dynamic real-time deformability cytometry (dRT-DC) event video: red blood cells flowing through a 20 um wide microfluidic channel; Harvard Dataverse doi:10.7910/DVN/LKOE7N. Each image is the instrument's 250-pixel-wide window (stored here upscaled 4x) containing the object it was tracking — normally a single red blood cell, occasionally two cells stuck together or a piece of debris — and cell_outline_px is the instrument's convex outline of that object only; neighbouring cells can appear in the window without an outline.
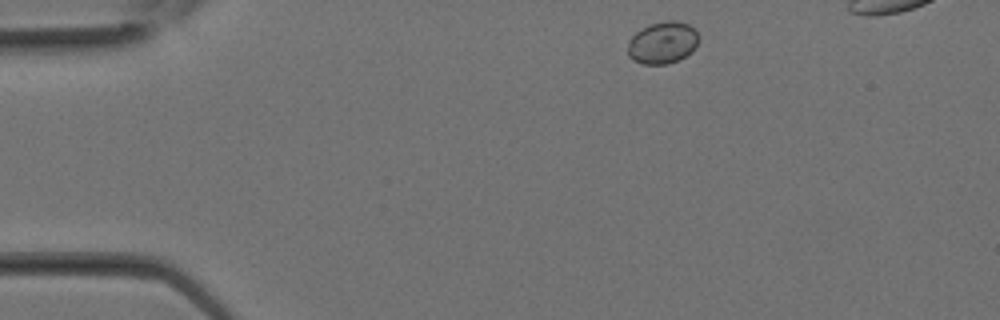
{"species": "Egyptian fruit bat (a non-hibernating species)", "species_latin": "Rousettus aegyptiacus", "temperature_condition": "room temperature", "stored_images_in_passage": 9, "camera_frame_rate_fps": 3000, "um_per_image_px": 0.085, "animal": {"sex": "female"}, "frame": {"image": 1, "passage_image": 1, "time_ms": 0.0, "image_size_px": [1000, 320], "cell_outline_px": [[700, 40], [692, 52], [668, 64], [644, 64], [632, 60], [628, 56], [628, 40], [640, 28], [648, 24], [664, 20], [676, 20], [688, 24], [700, 36]], "centroid_in_image_um": [56.31, 3.61], "position_along_channel_um": 28.7, "area_um2": 17.63}}
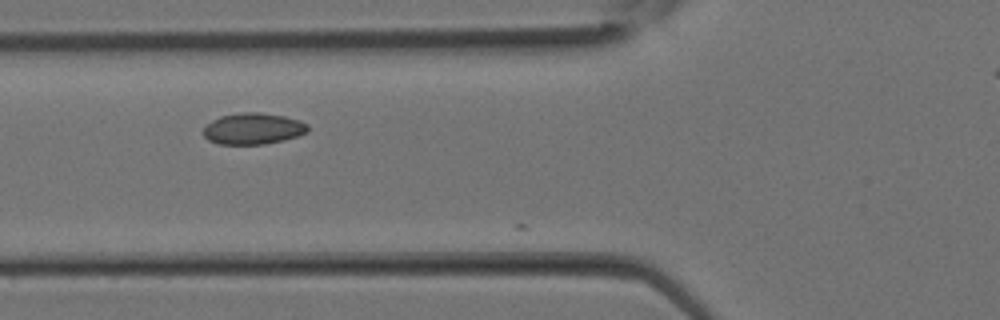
{"frame": {"image": 2, "passage_image": 7, "time_ms": 2.0, "image_size_px": [1000, 320], "cell_outline_px": [[308, 132], [284, 140], [264, 144], [216, 144], [208, 140], [204, 136], [204, 128], [212, 120], [220, 116], [240, 112], [260, 112], [284, 116], [300, 120], [308, 124]], "centroid_in_image_um": [21.52, 10.93], "position_along_channel_um": 104.3, "area_um2": 19.13}}